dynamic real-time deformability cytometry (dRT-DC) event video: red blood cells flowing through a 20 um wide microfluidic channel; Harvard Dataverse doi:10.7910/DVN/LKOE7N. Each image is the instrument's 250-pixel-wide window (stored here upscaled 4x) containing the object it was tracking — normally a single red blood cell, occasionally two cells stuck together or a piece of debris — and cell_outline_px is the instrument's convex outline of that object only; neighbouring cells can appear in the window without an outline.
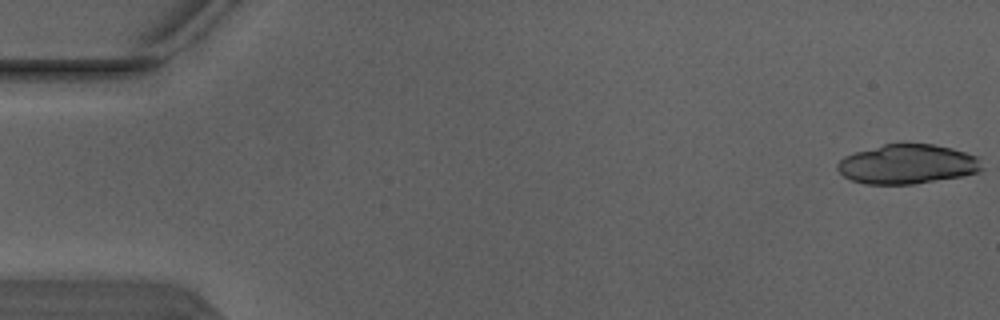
{"species": "Egyptian fruit bat (a non-hibernating species)", "species_latin": "Rousettus aegyptiacus", "temperature_condition": "warm", "stored_images_in_passage": 7, "camera_frame_rate_fps": 3000, "um_per_image_px": 0.085, "animal": {"sex": "male"}, "frame": {"image": 1, "passage_image": 1, "time_ms": 0.0, "image_size_px": [1000, 320], "cell_outline_px": [[984, 168], [976, 172], [960, 176], [912, 184], [864, 184], [852, 180], [844, 176], [836, 168], [836, 164], [844, 156], [856, 152], [884, 144], [932, 144], [952, 148], [976, 156]], "centroid_in_image_um": [77.09, 13.95], "position_along_channel_um": 7.9, "area_um2": 32.89}}
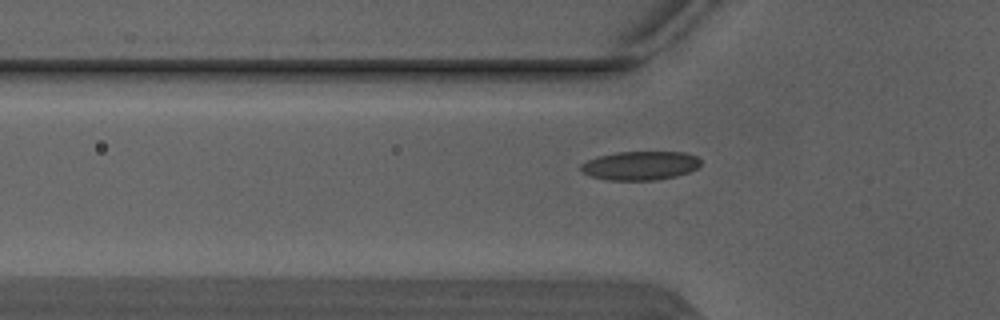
{"frame": {"image": 2, "passage_image": 7, "time_ms": 2.0, "image_size_px": [1000, 320], "cell_outline_px": [[700, 164], [696, 168], [688, 172], [676, 176], [656, 180], [608, 180], [592, 176], [584, 172], [580, 168], [580, 164], [588, 160], [600, 156], [616, 152], [684, 152], [696, 156], [700, 160]], "centroid_in_image_um": [54.43, 14.07], "position_along_channel_um": 71.4, "area_um2": 19.94}}